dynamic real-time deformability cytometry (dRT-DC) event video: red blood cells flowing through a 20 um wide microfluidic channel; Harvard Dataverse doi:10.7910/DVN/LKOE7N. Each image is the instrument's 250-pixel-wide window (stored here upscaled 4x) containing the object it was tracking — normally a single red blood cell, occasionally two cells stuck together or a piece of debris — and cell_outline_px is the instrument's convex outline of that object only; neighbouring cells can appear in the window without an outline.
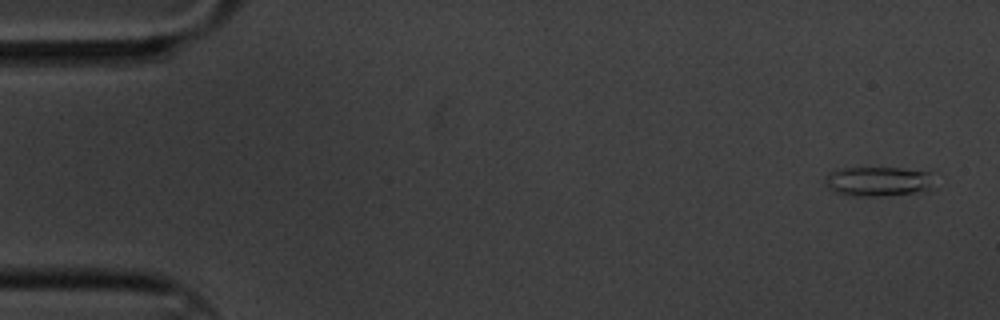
{"species": "common noctule bat (a hibernating species)", "species_latin": "Nyctalus noctula", "temperature_condition": "cold", "stored_images_in_passage": 5, "camera_frame_rate_fps": 3000, "um_per_image_px": 0.085, "animal": {"sex": "male", "body_mass_g": 20.1, "forearm_length_mm": 53.5}, "frame": {"image": 1, "passage_image": 1, "time_ms": 0.0, "image_size_px": [1000, 320], "cell_outline_px": [[932, 172], [928, 192], [880, 196], [852, 196], [836, 192], [828, 188], [824, 176], [828, 172], [840, 168], [900, 168]], "centroid_in_image_um": [74.62, 15.42], "position_along_channel_um": 10.4, "area_um2": 18.96}}